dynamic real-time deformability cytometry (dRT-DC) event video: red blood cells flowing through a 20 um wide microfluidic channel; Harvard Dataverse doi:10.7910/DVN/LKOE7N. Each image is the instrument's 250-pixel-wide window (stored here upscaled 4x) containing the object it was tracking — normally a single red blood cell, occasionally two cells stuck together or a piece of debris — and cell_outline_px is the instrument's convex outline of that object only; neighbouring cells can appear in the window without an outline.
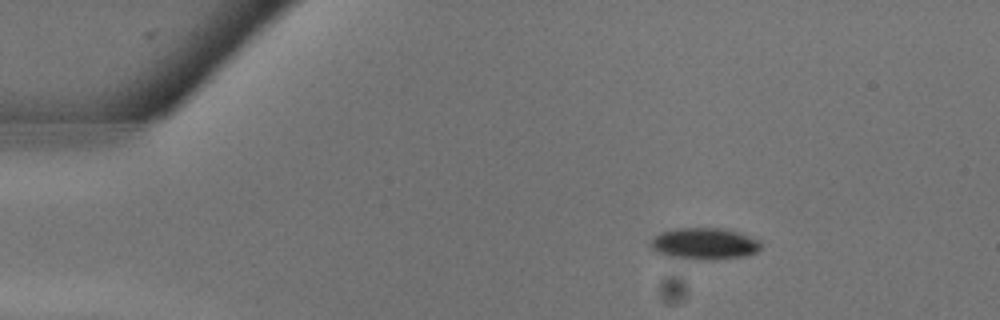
{"species": "common noctule bat (a hibernating species)", "species_latin": "Nyctalus noctula", "temperature_condition": "warm", "stored_images_in_passage": 10, "camera_frame_rate_fps": 3000, "um_per_image_px": 0.085, "animal": {"sex": "male", "body_mass_g": 13.3}, "frame": {"image": 1, "passage_image": 4, "time_ms": 1.0, "image_size_px": [1000, 320], "cell_outline_px": [[760, 248], [756, 252], [744, 256], [712, 260], [692, 260], [668, 256], [656, 252], [648, 244], [660, 232], [676, 228], [724, 228], [740, 232], [756, 240], [760, 244]], "centroid_in_image_um": [59.83, 20.72], "position_along_channel_um": 25.2, "area_um2": 20.4}}
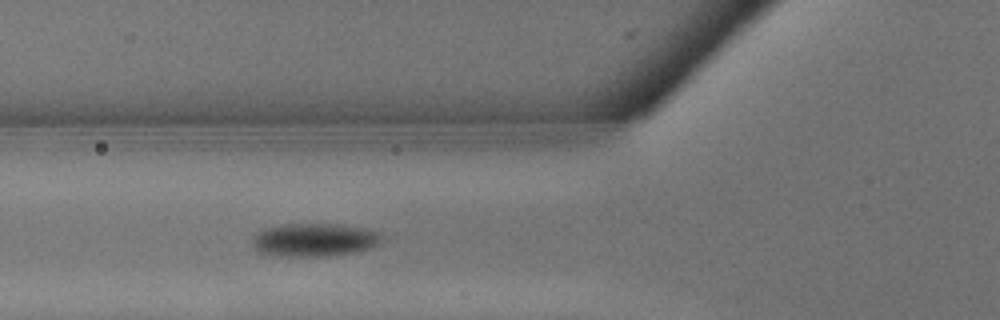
{"frame": {"image": 2, "passage_image": 10, "time_ms": 3.0, "image_size_px": [1000, 320], "cell_outline_px": [[384, 236], [380, 244], [372, 248], [360, 252], [336, 256], [288, 256], [256, 252], [252, 248], [252, 236], [256, 232], [264, 228], [280, 224], [340, 224], [368, 228], [384, 232]], "centroid_in_image_um": [26.79, 20.38], "position_along_channel_um": 99.0, "area_um2": 26.01}}